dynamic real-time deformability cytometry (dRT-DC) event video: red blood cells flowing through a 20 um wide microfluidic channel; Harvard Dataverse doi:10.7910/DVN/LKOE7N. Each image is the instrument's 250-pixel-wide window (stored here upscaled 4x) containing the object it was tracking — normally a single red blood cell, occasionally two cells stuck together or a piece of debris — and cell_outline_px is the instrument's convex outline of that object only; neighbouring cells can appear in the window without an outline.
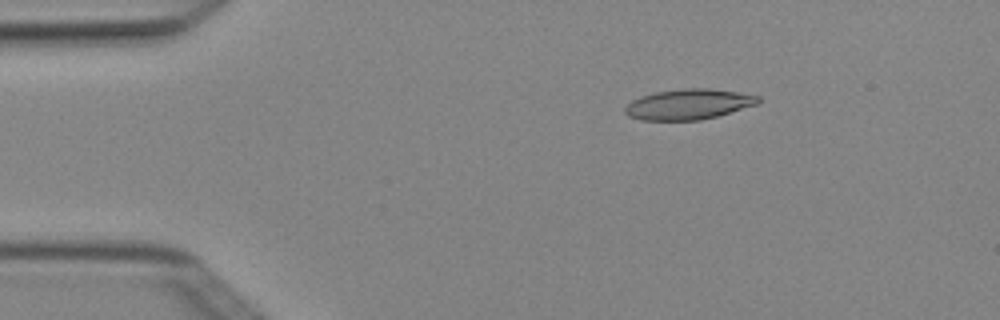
{"species": "Egyptian fruit bat (a non-hibernating species)", "species_latin": "Rousettus aegyptiacus", "temperature_condition": "cold", "stored_images_in_passage": 8, "camera_frame_rate_fps": 3000, "um_per_image_px": 0.085, "animal": {"sex": "female"}, "frame": {"image": 1, "passage_image": 3, "time_ms": 0.667, "image_size_px": [1000, 320], "cell_outline_px": [[760, 100], [756, 104], [716, 116], [700, 120], [640, 120], [628, 116], [624, 112], [624, 108], [632, 100], [640, 96], [656, 92], [684, 88], [708, 88], [736, 92], [760, 96]], "centroid_in_image_um": [58.47, 8.86], "position_along_channel_um": 26.5, "area_um2": 23.41}}
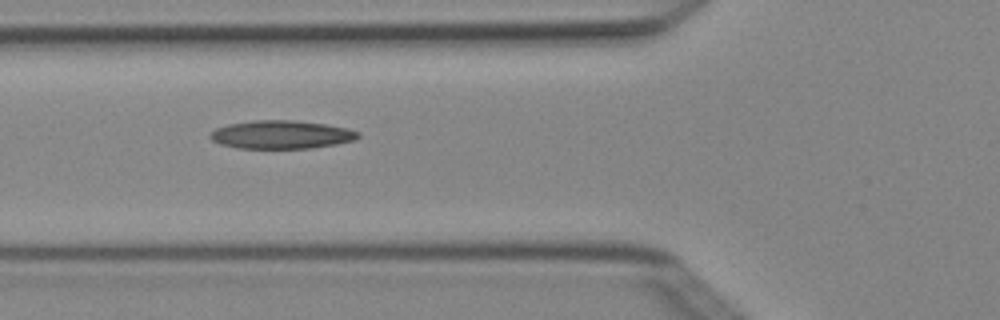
{"frame": {"image": 2, "passage_image": 5, "time_ms": 1.333, "image_size_px": [1000, 320], "cell_outline_px": [[360, 136], [356, 140], [336, 144], [312, 148], [236, 148], [220, 144], [212, 140], [208, 136], [216, 128], [228, 124], [256, 120], [292, 120], [324, 124], [348, 128], [360, 132]], "centroid_in_image_um": [23.93, 11.44], "position_along_channel_um": 101.9, "area_um2": 24.39}}
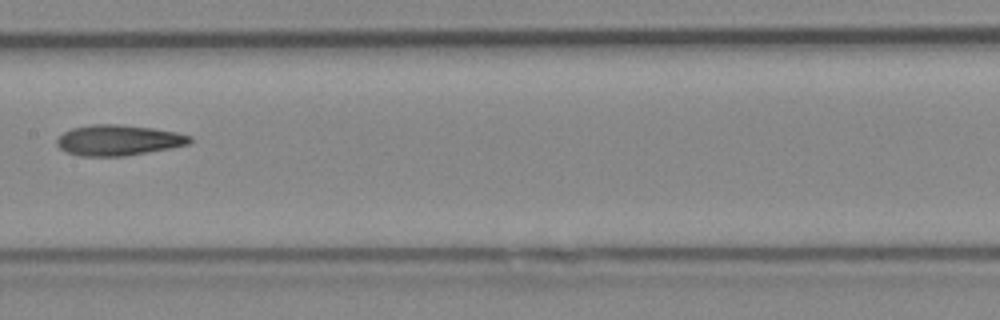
{"frame": {"image": 3, "passage_image": 7, "time_ms": 2.0, "image_size_px": [1000, 320], "cell_outline_px": [[192, 140], [188, 144], [172, 148], [124, 156], [80, 156], [68, 152], [60, 148], [56, 144], [56, 140], [64, 132], [72, 128], [92, 124], [120, 124], [152, 128], [176, 132], [192, 136]], "centroid_in_image_um": [10.07, 11.91], "position_along_channel_um": 197.3, "area_um2": 23.7}}